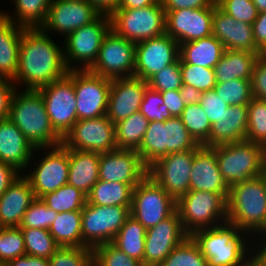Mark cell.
<instances>
[{"label":"cell","mask_w":266,"mask_h":266,"mask_svg":"<svg viewBox=\"0 0 266 266\" xmlns=\"http://www.w3.org/2000/svg\"><path fill=\"white\" fill-rule=\"evenodd\" d=\"M140 113L149 121L164 122L172 115L164 104L160 92L147 88L140 106Z\"/></svg>","instance_id":"obj_51"},{"label":"cell","mask_w":266,"mask_h":266,"mask_svg":"<svg viewBox=\"0 0 266 266\" xmlns=\"http://www.w3.org/2000/svg\"><path fill=\"white\" fill-rule=\"evenodd\" d=\"M101 13L87 0H52L41 30L51 35L61 34L64 39L74 30L96 20Z\"/></svg>","instance_id":"obj_17"},{"label":"cell","mask_w":266,"mask_h":266,"mask_svg":"<svg viewBox=\"0 0 266 266\" xmlns=\"http://www.w3.org/2000/svg\"><path fill=\"white\" fill-rule=\"evenodd\" d=\"M81 216L82 211L58 213L49 232L60 247H83Z\"/></svg>","instance_id":"obj_34"},{"label":"cell","mask_w":266,"mask_h":266,"mask_svg":"<svg viewBox=\"0 0 266 266\" xmlns=\"http://www.w3.org/2000/svg\"><path fill=\"white\" fill-rule=\"evenodd\" d=\"M180 118L200 145L209 138L211 123L200 103L186 105Z\"/></svg>","instance_id":"obj_43"},{"label":"cell","mask_w":266,"mask_h":266,"mask_svg":"<svg viewBox=\"0 0 266 266\" xmlns=\"http://www.w3.org/2000/svg\"><path fill=\"white\" fill-rule=\"evenodd\" d=\"M100 153L69 149L68 184L86 196L99 180Z\"/></svg>","instance_id":"obj_29"},{"label":"cell","mask_w":266,"mask_h":266,"mask_svg":"<svg viewBox=\"0 0 266 266\" xmlns=\"http://www.w3.org/2000/svg\"><path fill=\"white\" fill-rule=\"evenodd\" d=\"M200 105L203 107L211 124L215 123L224 111H226V108H228V104L214 90L202 92Z\"/></svg>","instance_id":"obj_53"},{"label":"cell","mask_w":266,"mask_h":266,"mask_svg":"<svg viewBox=\"0 0 266 266\" xmlns=\"http://www.w3.org/2000/svg\"><path fill=\"white\" fill-rule=\"evenodd\" d=\"M262 53L225 50L214 67L216 83L233 79L251 80L254 66Z\"/></svg>","instance_id":"obj_30"},{"label":"cell","mask_w":266,"mask_h":266,"mask_svg":"<svg viewBox=\"0 0 266 266\" xmlns=\"http://www.w3.org/2000/svg\"><path fill=\"white\" fill-rule=\"evenodd\" d=\"M37 152H39V160H35ZM40 154L43 155L41 158ZM32 160H34V163H32ZM31 164L33 168L30 166ZM26 171L27 173L24 172L23 175L29 180L35 197L41 199L45 194L54 192L67 184L69 149L63 144L55 147L35 148Z\"/></svg>","instance_id":"obj_7"},{"label":"cell","mask_w":266,"mask_h":266,"mask_svg":"<svg viewBox=\"0 0 266 266\" xmlns=\"http://www.w3.org/2000/svg\"><path fill=\"white\" fill-rule=\"evenodd\" d=\"M160 93L170 114L175 117H180L186 104L184 103L179 90H171Z\"/></svg>","instance_id":"obj_58"},{"label":"cell","mask_w":266,"mask_h":266,"mask_svg":"<svg viewBox=\"0 0 266 266\" xmlns=\"http://www.w3.org/2000/svg\"><path fill=\"white\" fill-rule=\"evenodd\" d=\"M224 51V45L213 35L179 45L180 58L185 63L205 68H214Z\"/></svg>","instance_id":"obj_31"},{"label":"cell","mask_w":266,"mask_h":266,"mask_svg":"<svg viewBox=\"0 0 266 266\" xmlns=\"http://www.w3.org/2000/svg\"><path fill=\"white\" fill-rule=\"evenodd\" d=\"M213 90L228 106L248 105L253 98L251 80L236 78L224 83H216Z\"/></svg>","instance_id":"obj_44"},{"label":"cell","mask_w":266,"mask_h":266,"mask_svg":"<svg viewBox=\"0 0 266 266\" xmlns=\"http://www.w3.org/2000/svg\"><path fill=\"white\" fill-rule=\"evenodd\" d=\"M147 83L149 88L158 92L180 90L183 85L180 69V57L175 63L166 66L161 71L153 75Z\"/></svg>","instance_id":"obj_50"},{"label":"cell","mask_w":266,"mask_h":266,"mask_svg":"<svg viewBox=\"0 0 266 266\" xmlns=\"http://www.w3.org/2000/svg\"><path fill=\"white\" fill-rule=\"evenodd\" d=\"M148 170L136 150L100 153L99 180L125 183L135 188L148 175Z\"/></svg>","instance_id":"obj_20"},{"label":"cell","mask_w":266,"mask_h":266,"mask_svg":"<svg viewBox=\"0 0 266 266\" xmlns=\"http://www.w3.org/2000/svg\"><path fill=\"white\" fill-rule=\"evenodd\" d=\"M41 200L57 213L82 211L87 196L73 185L65 184L54 192L45 194Z\"/></svg>","instance_id":"obj_38"},{"label":"cell","mask_w":266,"mask_h":266,"mask_svg":"<svg viewBox=\"0 0 266 266\" xmlns=\"http://www.w3.org/2000/svg\"><path fill=\"white\" fill-rule=\"evenodd\" d=\"M136 44L117 35L112 29L103 38L97 60L90 72L108 78L134 76Z\"/></svg>","instance_id":"obj_13"},{"label":"cell","mask_w":266,"mask_h":266,"mask_svg":"<svg viewBox=\"0 0 266 266\" xmlns=\"http://www.w3.org/2000/svg\"><path fill=\"white\" fill-rule=\"evenodd\" d=\"M251 89L253 97L266 100V54H261L254 66Z\"/></svg>","instance_id":"obj_54"},{"label":"cell","mask_w":266,"mask_h":266,"mask_svg":"<svg viewBox=\"0 0 266 266\" xmlns=\"http://www.w3.org/2000/svg\"><path fill=\"white\" fill-rule=\"evenodd\" d=\"M217 6L237 21L250 25L258 16V11L252 0H216Z\"/></svg>","instance_id":"obj_52"},{"label":"cell","mask_w":266,"mask_h":266,"mask_svg":"<svg viewBox=\"0 0 266 266\" xmlns=\"http://www.w3.org/2000/svg\"><path fill=\"white\" fill-rule=\"evenodd\" d=\"M227 221L252 239L266 230V172L230 187Z\"/></svg>","instance_id":"obj_4"},{"label":"cell","mask_w":266,"mask_h":266,"mask_svg":"<svg viewBox=\"0 0 266 266\" xmlns=\"http://www.w3.org/2000/svg\"><path fill=\"white\" fill-rule=\"evenodd\" d=\"M16 85L11 79L0 78V119L8 118L10 102Z\"/></svg>","instance_id":"obj_55"},{"label":"cell","mask_w":266,"mask_h":266,"mask_svg":"<svg viewBox=\"0 0 266 266\" xmlns=\"http://www.w3.org/2000/svg\"><path fill=\"white\" fill-rule=\"evenodd\" d=\"M212 35L223 45L225 50H239L261 53L255 46L252 25L237 21L221 10L216 1L212 17Z\"/></svg>","instance_id":"obj_23"},{"label":"cell","mask_w":266,"mask_h":266,"mask_svg":"<svg viewBox=\"0 0 266 266\" xmlns=\"http://www.w3.org/2000/svg\"><path fill=\"white\" fill-rule=\"evenodd\" d=\"M252 31L256 48L262 54H266V11L258 13L252 23Z\"/></svg>","instance_id":"obj_57"},{"label":"cell","mask_w":266,"mask_h":266,"mask_svg":"<svg viewBox=\"0 0 266 266\" xmlns=\"http://www.w3.org/2000/svg\"><path fill=\"white\" fill-rule=\"evenodd\" d=\"M68 149L105 153L117 149L115 124L108 117L77 120L62 139Z\"/></svg>","instance_id":"obj_14"},{"label":"cell","mask_w":266,"mask_h":266,"mask_svg":"<svg viewBox=\"0 0 266 266\" xmlns=\"http://www.w3.org/2000/svg\"><path fill=\"white\" fill-rule=\"evenodd\" d=\"M73 84L78 120L98 118L107 114L111 79L89 70H73Z\"/></svg>","instance_id":"obj_15"},{"label":"cell","mask_w":266,"mask_h":266,"mask_svg":"<svg viewBox=\"0 0 266 266\" xmlns=\"http://www.w3.org/2000/svg\"><path fill=\"white\" fill-rule=\"evenodd\" d=\"M186 105L200 103L201 92L191 85L183 84L179 90Z\"/></svg>","instance_id":"obj_63"},{"label":"cell","mask_w":266,"mask_h":266,"mask_svg":"<svg viewBox=\"0 0 266 266\" xmlns=\"http://www.w3.org/2000/svg\"><path fill=\"white\" fill-rule=\"evenodd\" d=\"M50 36L40 28L23 31L19 67L13 79L16 89L22 85L23 90H38L68 74L64 47Z\"/></svg>","instance_id":"obj_1"},{"label":"cell","mask_w":266,"mask_h":266,"mask_svg":"<svg viewBox=\"0 0 266 266\" xmlns=\"http://www.w3.org/2000/svg\"><path fill=\"white\" fill-rule=\"evenodd\" d=\"M57 215L40 198H36L24 213L19 228L49 230Z\"/></svg>","instance_id":"obj_47"},{"label":"cell","mask_w":266,"mask_h":266,"mask_svg":"<svg viewBox=\"0 0 266 266\" xmlns=\"http://www.w3.org/2000/svg\"><path fill=\"white\" fill-rule=\"evenodd\" d=\"M149 121L139 112L115 124L117 149L138 150Z\"/></svg>","instance_id":"obj_36"},{"label":"cell","mask_w":266,"mask_h":266,"mask_svg":"<svg viewBox=\"0 0 266 266\" xmlns=\"http://www.w3.org/2000/svg\"><path fill=\"white\" fill-rule=\"evenodd\" d=\"M216 0H160L165 11L210 7Z\"/></svg>","instance_id":"obj_56"},{"label":"cell","mask_w":266,"mask_h":266,"mask_svg":"<svg viewBox=\"0 0 266 266\" xmlns=\"http://www.w3.org/2000/svg\"><path fill=\"white\" fill-rule=\"evenodd\" d=\"M214 3L207 8L165 11L166 34L179 45L212 35Z\"/></svg>","instance_id":"obj_21"},{"label":"cell","mask_w":266,"mask_h":266,"mask_svg":"<svg viewBox=\"0 0 266 266\" xmlns=\"http://www.w3.org/2000/svg\"><path fill=\"white\" fill-rule=\"evenodd\" d=\"M182 82L191 85L201 93L213 90L216 85L214 68H205L187 64L180 58Z\"/></svg>","instance_id":"obj_46"},{"label":"cell","mask_w":266,"mask_h":266,"mask_svg":"<svg viewBox=\"0 0 266 266\" xmlns=\"http://www.w3.org/2000/svg\"><path fill=\"white\" fill-rule=\"evenodd\" d=\"M247 107L246 141L260 144L266 149V100L253 97Z\"/></svg>","instance_id":"obj_41"},{"label":"cell","mask_w":266,"mask_h":266,"mask_svg":"<svg viewBox=\"0 0 266 266\" xmlns=\"http://www.w3.org/2000/svg\"><path fill=\"white\" fill-rule=\"evenodd\" d=\"M26 255L24 235L19 227L0 228V263Z\"/></svg>","instance_id":"obj_45"},{"label":"cell","mask_w":266,"mask_h":266,"mask_svg":"<svg viewBox=\"0 0 266 266\" xmlns=\"http://www.w3.org/2000/svg\"><path fill=\"white\" fill-rule=\"evenodd\" d=\"M148 83L136 76L111 79L106 116L116 124L140 111Z\"/></svg>","instance_id":"obj_22"},{"label":"cell","mask_w":266,"mask_h":266,"mask_svg":"<svg viewBox=\"0 0 266 266\" xmlns=\"http://www.w3.org/2000/svg\"><path fill=\"white\" fill-rule=\"evenodd\" d=\"M38 91L42 95L53 129L63 139L78 120L73 70L61 79L41 87Z\"/></svg>","instance_id":"obj_12"},{"label":"cell","mask_w":266,"mask_h":266,"mask_svg":"<svg viewBox=\"0 0 266 266\" xmlns=\"http://www.w3.org/2000/svg\"><path fill=\"white\" fill-rule=\"evenodd\" d=\"M160 2V0H120L118 9H139Z\"/></svg>","instance_id":"obj_64"},{"label":"cell","mask_w":266,"mask_h":266,"mask_svg":"<svg viewBox=\"0 0 266 266\" xmlns=\"http://www.w3.org/2000/svg\"><path fill=\"white\" fill-rule=\"evenodd\" d=\"M35 148L8 118L0 119V161L25 172Z\"/></svg>","instance_id":"obj_27"},{"label":"cell","mask_w":266,"mask_h":266,"mask_svg":"<svg viewBox=\"0 0 266 266\" xmlns=\"http://www.w3.org/2000/svg\"><path fill=\"white\" fill-rule=\"evenodd\" d=\"M26 255L49 259L60 247L49 230L21 228Z\"/></svg>","instance_id":"obj_40"},{"label":"cell","mask_w":266,"mask_h":266,"mask_svg":"<svg viewBox=\"0 0 266 266\" xmlns=\"http://www.w3.org/2000/svg\"><path fill=\"white\" fill-rule=\"evenodd\" d=\"M257 8L258 13L266 11V0H252Z\"/></svg>","instance_id":"obj_65"},{"label":"cell","mask_w":266,"mask_h":266,"mask_svg":"<svg viewBox=\"0 0 266 266\" xmlns=\"http://www.w3.org/2000/svg\"><path fill=\"white\" fill-rule=\"evenodd\" d=\"M200 144L184 126L180 117L172 116L164 121V156L187 150H194Z\"/></svg>","instance_id":"obj_37"},{"label":"cell","mask_w":266,"mask_h":266,"mask_svg":"<svg viewBox=\"0 0 266 266\" xmlns=\"http://www.w3.org/2000/svg\"><path fill=\"white\" fill-rule=\"evenodd\" d=\"M12 1L14 2L15 12L10 13V10L9 12L0 10V13L16 25L26 29L41 28L46 21L48 9L52 2V0Z\"/></svg>","instance_id":"obj_32"},{"label":"cell","mask_w":266,"mask_h":266,"mask_svg":"<svg viewBox=\"0 0 266 266\" xmlns=\"http://www.w3.org/2000/svg\"><path fill=\"white\" fill-rule=\"evenodd\" d=\"M133 190L129 184L98 180L87 195V203L100 206H131Z\"/></svg>","instance_id":"obj_33"},{"label":"cell","mask_w":266,"mask_h":266,"mask_svg":"<svg viewBox=\"0 0 266 266\" xmlns=\"http://www.w3.org/2000/svg\"><path fill=\"white\" fill-rule=\"evenodd\" d=\"M219 170L229 187L266 172V149L240 141L214 147Z\"/></svg>","instance_id":"obj_5"},{"label":"cell","mask_w":266,"mask_h":266,"mask_svg":"<svg viewBox=\"0 0 266 266\" xmlns=\"http://www.w3.org/2000/svg\"><path fill=\"white\" fill-rule=\"evenodd\" d=\"M176 207L189 236L227 222V199L219 193L190 190L176 201Z\"/></svg>","instance_id":"obj_6"},{"label":"cell","mask_w":266,"mask_h":266,"mask_svg":"<svg viewBox=\"0 0 266 266\" xmlns=\"http://www.w3.org/2000/svg\"><path fill=\"white\" fill-rule=\"evenodd\" d=\"M146 231L147 229L130 215L111 243L143 264Z\"/></svg>","instance_id":"obj_35"},{"label":"cell","mask_w":266,"mask_h":266,"mask_svg":"<svg viewBox=\"0 0 266 266\" xmlns=\"http://www.w3.org/2000/svg\"><path fill=\"white\" fill-rule=\"evenodd\" d=\"M110 29V16L101 14L93 22L71 32L61 43L68 70H89L97 60L103 38Z\"/></svg>","instance_id":"obj_8"},{"label":"cell","mask_w":266,"mask_h":266,"mask_svg":"<svg viewBox=\"0 0 266 266\" xmlns=\"http://www.w3.org/2000/svg\"><path fill=\"white\" fill-rule=\"evenodd\" d=\"M8 119L17 126L34 148L62 144V138L53 129L38 90L16 89L10 102Z\"/></svg>","instance_id":"obj_3"},{"label":"cell","mask_w":266,"mask_h":266,"mask_svg":"<svg viewBox=\"0 0 266 266\" xmlns=\"http://www.w3.org/2000/svg\"><path fill=\"white\" fill-rule=\"evenodd\" d=\"M110 20L117 35L135 44L166 33V14L161 2L139 9H116Z\"/></svg>","instance_id":"obj_9"},{"label":"cell","mask_w":266,"mask_h":266,"mask_svg":"<svg viewBox=\"0 0 266 266\" xmlns=\"http://www.w3.org/2000/svg\"><path fill=\"white\" fill-rule=\"evenodd\" d=\"M247 124V105L228 106L218 120L211 124L209 138L202 145L214 148L245 141Z\"/></svg>","instance_id":"obj_25"},{"label":"cell","mask_w":266,"mask_h":266,"mask_svg":"<svg viewBox=\"0 0 266 266\" xmlns=\"http://www.w3.org/2000/svg\"><path fill=\"white\" fill-rule=\"evenodd\" d=\"M137 152L148 168L164 157V122H149Z\"/></svg>","instance_id":"obj_39"},{"label":"cell","mask_w":266,"mask_h":266,"mask_svg":"<svg viewBox=\"0 0 266 266\" xmlns=\"http://www.w3.org/2000/svg\"><path fill=\"white\" fill-rule=\"evenodd\" d=\"M190 237L208 261V266H251L253 264V239L247 232L225 222L200 229Z\"/></svg>","instance_id":"obj_2"},{"label":"cell","mask_w":266,"mask_h":266,"mask_svg":"<svg viewBox=\"0 0 266 266\" xmlns=\"http://www.w3.org/2000/svg\"><path fill=\"white\" fill-rule=\"evenodd\" d=\"M25 29L0 13V78H15L19 67L21 36Z\"/></svg>","instance_id":"obj_28"},{"label":"cell","mask_w":266,"mask_h":266,"mask_svg":"<svg viewBox=\"0 0 266 266\" xmlns=\"http://www.w3.org/2000/svg\"><path fill=\"white\" fill-rule=\"evenodd\" d=\"M195 149L171 153L149 167L148 175L176 201L190 191Z\"/></svg>","instance_id":"obj_16"},{"label":"cell","mask_w":266,"mask_h":266,"mask_svg":"<svg viewBox=\"0 0 266 266\" xmlns=\"http://www.w3.org/2000/svg\"><path fill=\"white\" fill-rule=\"evenodd\" d=\"M159 266H208V261L189 236L175 247Z\"/></svg>","instance_id":"obj_42"},{"label":"cell","mask_w":266,"mask_h":266,"mask_svg":"<svg viewBox=\"0 0 266 266\" xmlns=\"http://www.w3.org/2000/svg\"><path fill=\"white\" fill-rule=\"evenodd\" d=\"M35 199L31 184L22 173L0 196V228L19 227Z\"/></svg>","instance_id":"obj_26"},{"label":"cell","mask_w":266,"mask_h":266,"mask_svg":"<svg viewBox=\"0 0 266 266\" xmlns=\"http://www.w3.org/2000/svg\"><path fill=\"white\" fill-rule=\"evenodd\" d=\"M253 264L266 266V230L261 231L253 238Z\"/></svg>","instance_id":"obj_59"},{"label":"cell","mask_w":266,"mask_h":266,"mask_svg":"<svg viewBox=\"0 0 266 266\" xmlns=\"http://www.w3.org/2000/svg\"><path fill=\"white\" fill-rule=\"evenodd\" d=\"M131 206H100L87 203L82 209L83 247L110 243L130 216Z\"/></svg>","instance_id":"obj_10"},{"label":"cell","mask_w":266,"mask_h":266,"mask_svg":"<svg viewBox=\"0 0 266 266\" xmlns=\"http://www.w3.org/2000/svg\"><path fill=\"white\" fill-rule=\"evenodd\" d=\"M93 266H143V264L110 242L93 249Z\"/></svg>","instance_id":"obj_48"},{"label":"cell","mask_w":266,"mask_h":266,"mask_svg":"<svg viewBox=\"0 0 266 266\" xmlns=\"http://www.w3.org/2000/svg\"><path fill=\"white\" fill-rule=\"evenodd\" d=\"M180 57L179 43L166 33L136 43L134 76L146 82Z\"/></svg>","instance_id":"obj_18"},{"label":"cell","mask_w":266,"mask_h":266,"mask_svg":"<svg viewBox=\"0 0 266 266\" xmlns=\"http://www.w3.org/2000/svg\"><path fill=\"white\" fill-rule=\"evenodd\" d=\"M6 266H49V259L24 255L9 261Z\"/></svg>","instance_id":"obj_61"},{"label":"cell","mask_w":266,"mask_h":266,"mask_svg":"<svg viewBox=\"0 0 266 266\" xmlns=\"http://www.w3.org/2000/svg\"><path fill=\"white\" fill-rule=\"evenodd\" d=\"M21 174L14 166L0 161V196Z\"/></svg>","instance_id":"obj_60"},{"label":"cell","mask_w":266,"mask_h":266,"mask_svg":"<svg viewBox=\"0 0 266 266\" xmlns=\"http://www.w3.org/2000/svg\"><path fill=\"white\" fill-rule=\"evenodd\" d=\"M176 208V200L149 175L133 190L130 215L146 229L172 215Z\"/></svg>","instance_id":"obj_11"},{"label":"cell","mask_w":266,"mask_h":266,"mask_svg":"<svg viewBox=\"0 0 266 266\" xmlns=\"http://www.w3.org/2000/svg\"><path fill=\"white\" fill-rule=\"evenodd\" d=\"M49 266H93V249L59 247L49 258Z\"/></svg>","instance_id":"obj_49"},{"label":"cell","mask_w":266,"mask_h":266,"mask_svg":"<svg viewBox=\"0 0 266 266\" xmlns=\"http://www.w3.org/2000/svg\"><path fill=\"white\" fill-rule=\"evenodd\" d=\"M101 14L111 15L120 4V0H87Z\"/></svg>","instance_id":"obj_62"},{"label":"cell","mask_w":266,"mask_h":266,"mask_svg":"<svg viewBox=\"0 0 266 266\" xmlns=\"http://www.w3.org/2000/svg\"><path fill=\"white\" fill-rule=\"evenodd\" d=\"M230 187L219 170L215 149L200 145L195 149L190 176V190L222 194L226 199Z\"/></svg>","instance_id":"obj_24"},{"label":"cell","mask_w":266,"mask_h":266,"mask_svg":"<svg viewBox=\"0 0 266 266\" xmlns=\"http://www.w3.org/2000/svg\"><path fill=\"white\" fill-rule=\"evenodd\" d=\"M187 237L189 235L183 229L176 210L154 227L147 229L143 266H159Z\"/></svg>","instance_id":"obj_19"}]
</instances>
